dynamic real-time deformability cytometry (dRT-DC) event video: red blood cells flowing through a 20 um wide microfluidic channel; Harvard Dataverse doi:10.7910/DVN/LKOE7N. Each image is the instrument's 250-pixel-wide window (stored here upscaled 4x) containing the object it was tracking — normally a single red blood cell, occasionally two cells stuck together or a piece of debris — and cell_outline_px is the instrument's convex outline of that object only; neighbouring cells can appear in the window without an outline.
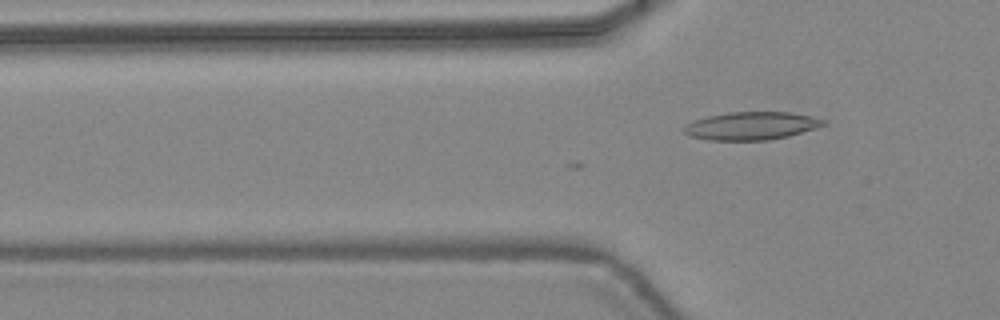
{"species": "common noctule bat (a hibernating species)", "species_latin": "Nyctalus noctula", "temperature_condition": "warm", "stored_images_in_passage": 5, "camera_frame_rate_fps": 3000, "um_per_image_px": 0.085, "animal": {"sex": "female", "body_mass_g": 24.6, "forearm_length_mm": 56.2}, "frame": {"image": 1, "passage_image": 5, "time_ms": 1.333, "image_size_px": [1000, 320], "cell_outline_px": [[828, 124], [816, 128], [788, 136], [768, 140], [708, 140], [688, 136], [680, 128], [684, 124], [692, 120], [708, 116], [728, 112], [792, 112], [812, 116], [828, 120]], "centroid_in_image_um": [63.84, 10.69], "position_along_channel_um": 62.0, "area_um2": 23.12}}